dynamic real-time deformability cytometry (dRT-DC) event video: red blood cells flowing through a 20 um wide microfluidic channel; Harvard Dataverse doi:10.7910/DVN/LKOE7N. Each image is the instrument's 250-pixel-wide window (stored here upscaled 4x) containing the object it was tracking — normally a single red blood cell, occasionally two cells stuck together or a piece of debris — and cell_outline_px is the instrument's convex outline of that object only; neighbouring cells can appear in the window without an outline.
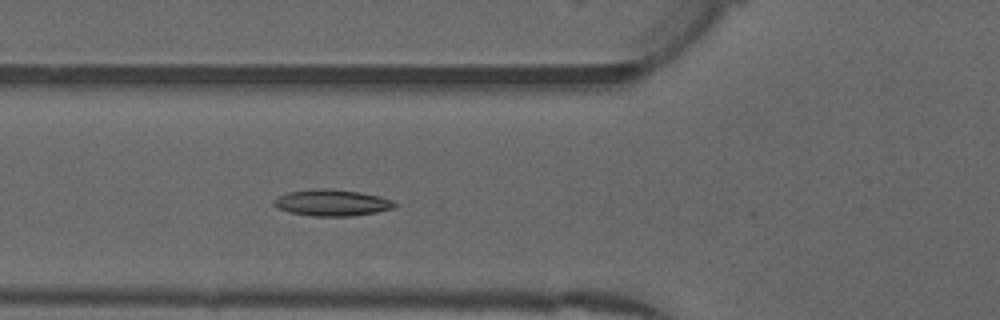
{"species": "common noctule bat (a hibernating species)", "species_latin": "Nyctalus noctula", "temperature_condition": "warm", "stored_images_in_passage": 51, "camera_frame_rate_fps": 3000, "um_per_image_px": 0.085, "animal": {"sex": "male", "forearm_length_mm": 52.5}, "frame": {"image": 1, "passage_image": 18, "time_ms": 5.667, "image_size_px": [1000, 320], "cell_outline_px": [[396, 208], [376, 212], [352, 216], [312, 216], [292, 212], [276, 208], [272, 204], [272, 200], [288, 192], [316, 188], [324, 188], [360, 192], [380, 196], [392, 200], [396, 204]], "centroid_in_image_um": [28.22, 17.23], "position_along_channel_um": 97.6, "area_um2": 18.61}}
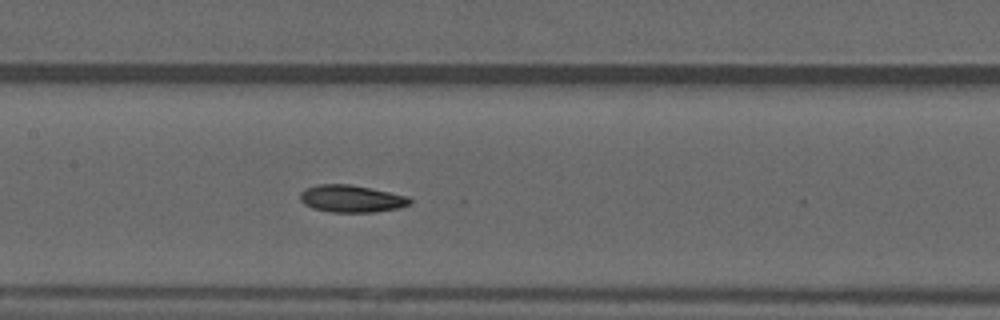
{"frame": {"image": 2, "passage_image": 24, "time_ms": 7.667, "image_size_px": [1000, 320], "cell_outline_px": [[412, 204], [400, 208], [376, 212], [332, 212], [312, 208], [304, 204], [300, 200], [300, 192], [304, 188], [316, 184], [352, 184], [408, 196], [412, 200]], "centroid_in_image_um": [29.87, 16.88], "position_along_channel_um": 177.5, "area_um2": 17.69}}
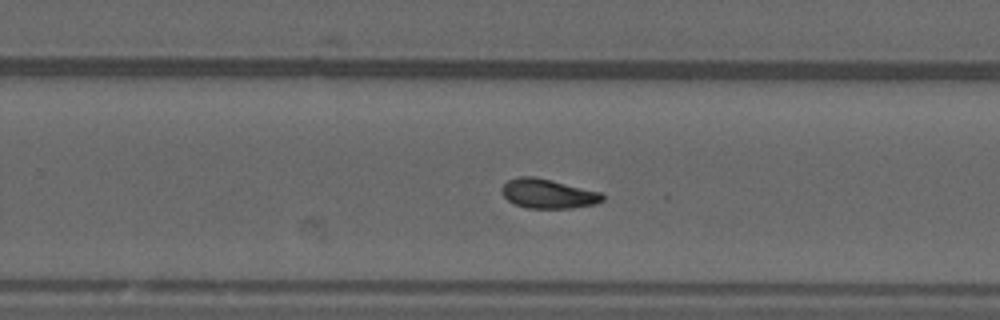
{"frame": {"image": 3, "passage_image": 32, "time_ms": 10.333, "image_size_px": [1000, 320], "cell_outline_px": [[604, 200], [596, 204], [568, 208], [528, 208], [516, 204], [508, 200], [500, 192], [500, 188], [508, 180], [516, 176], [532, 176], [552, 180], [604, 192]], "centroid_in_image_um": [46.6, 16.45], "position_along_channel_um": 283.2, "area_um2": 17.46}, "authors_computed_cell_mechanics": {"area_um2": 17.34, "velocity_mm_per_s": 3.9887, "shape_relaxation_time_tau1_ms": 8.898, "shape_relaxation_time_tau2_ms": null, "deformation_change_tau1": 0.1882, "deformation_change_tau2": null}}